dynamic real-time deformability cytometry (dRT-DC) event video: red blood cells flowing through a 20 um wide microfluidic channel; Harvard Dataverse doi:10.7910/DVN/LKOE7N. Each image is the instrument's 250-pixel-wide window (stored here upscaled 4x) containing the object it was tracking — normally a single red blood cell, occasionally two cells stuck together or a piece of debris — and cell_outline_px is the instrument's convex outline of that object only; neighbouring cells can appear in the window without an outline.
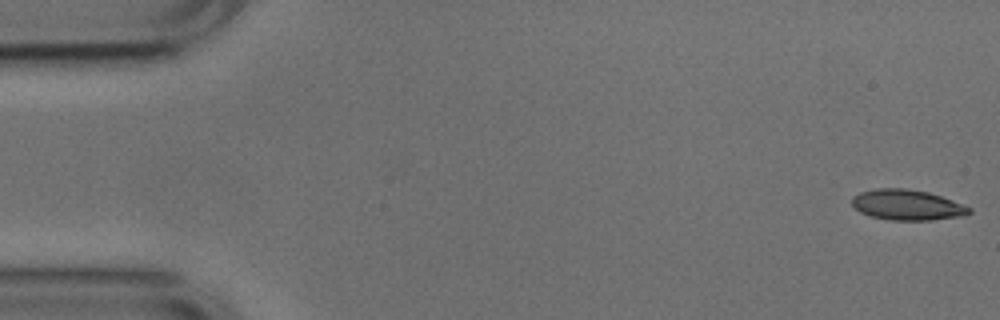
{"species": "common noctule bat (a hibernating species)", "species_latin": "Nyctalus noctula", "temperature_condition": "cold", "stored_images_in_passage": 10, "camera_frame_rate_fps": 3000, "um_per_image_px": 0.085, "animal": {"sex": "male", "body_mass_g": 17.9, "forearm_length_mm": 54.2}, "frame": {"image": 1, "passage_image": 1, "time_ms": 0.0, "image_size_px": [1000, 320], "cell_outline_px": [[972, 212], [964, 216], [932, 220], [888, 220], [872, 216], [860, 212], [852, 204], [852, 196], [860, 192], [876, 188], [908, 188], [928, 192], [952, 200], [972, 208]], "centroid_in_image_um": [77.12, 17.41], "position_along_channel_um": 7.9, "area_um2": 20.92}}